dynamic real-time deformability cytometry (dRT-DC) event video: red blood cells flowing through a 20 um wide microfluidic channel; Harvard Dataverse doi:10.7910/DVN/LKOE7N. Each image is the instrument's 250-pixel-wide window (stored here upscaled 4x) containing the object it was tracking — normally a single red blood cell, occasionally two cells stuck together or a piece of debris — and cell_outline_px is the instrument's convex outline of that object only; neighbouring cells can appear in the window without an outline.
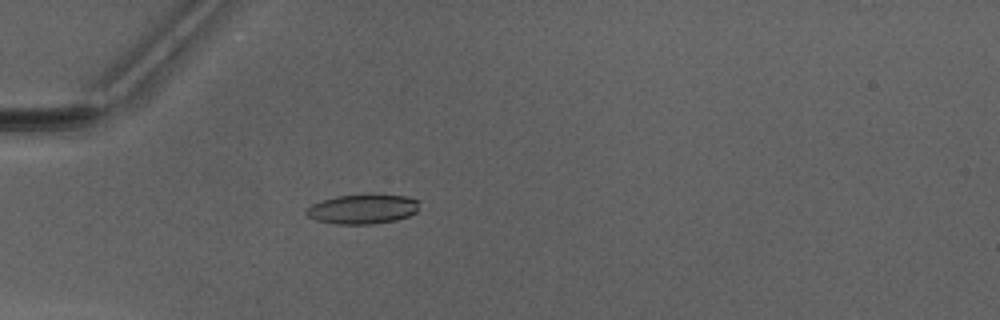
{"species": "Egyptian fruit bat (a non-hibernating species)", "species_latin": "Rousettus aegyptiacus", "temperature_condition": "warm", "stored_images_in_passage": 50, "camera_frame_rate_fps": 3000, "um_per_image_px": 0.085, "animal": {"sex": "male"}, "frame": {"image": 1, "passage_image": 16, "time_ms": 5.0, "image_size_px": [1000, 320], "cell_outline_px": [[420, 200], [416, 212], [408, 216], [396, 220], [372, 224], [336, 224], [316, 220], [308, 216], [304, 212], [304, 208], [312, 204], [336, 196], [408, 196]], "centroid_in_image_um": [30.8, 17.79], "position_along_channel_um": 54.2, "area_um2": 19.13}}
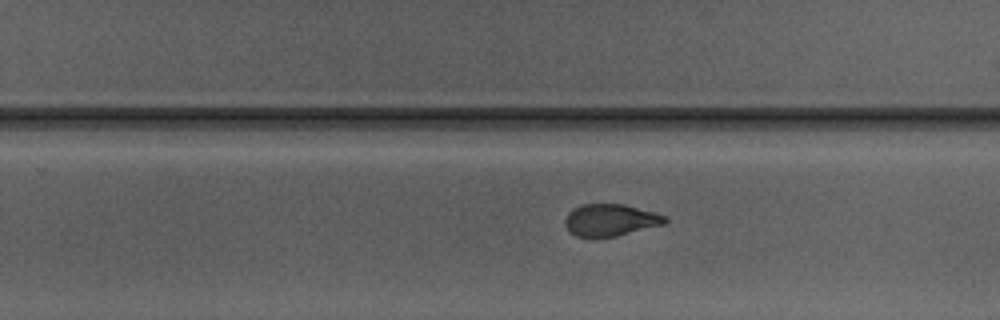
{"frame": {"image": 2, "passage_image": 33, "time_ms": 10.667, "image_size_px": [1000, 320], "cell_outline_px": [[668, 220], [664, 224], [616, 236], [592, 240], [576, 236], [564, 224], [564, 220], [568, 212], [584, 204], [624, 204], [656, 212], [668, 216]], "centroid_in_image_um": [51.89, 18.73], "position_along_channel_um": 277.9, "area_um2": 19.02}}
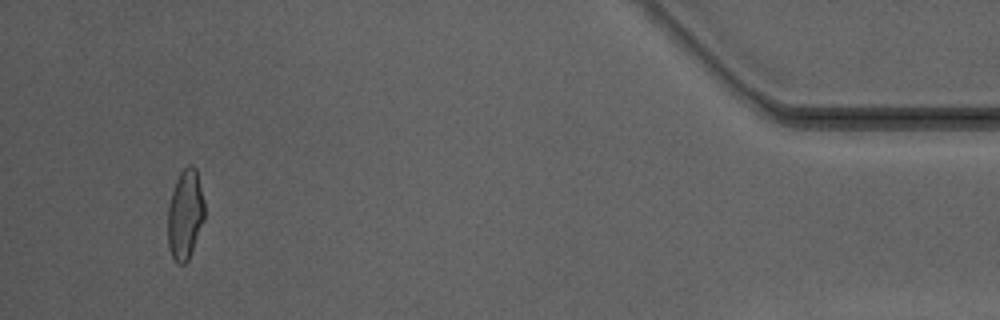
{"frame": {"image": 3, "passage_image": 48, "time_ms": 15.667, "image_size_px": [1000, 320], "cell_outline_px": [[204, 220], [188, 260], [184, 264], [176, 264], [168, 248], [168, 204], [176, 180], [180, 172], [188, 164], [192, 164], [196, 168], [204, 200]], "centroid_in_image_um": [15.73, 18.23], "position_along_channel_um": 419.5, "area_um2": 19.31}, "authors_computed_cell_mechanics": {"area_um2": 19.3919, "velocity_mm_per_s": 4.1854, "shape_relaxation_time_tau1_ms": 10.9667, "shape_relaxation_time_tau2_ms": 1.4213, "deformation_change_tau1": 0.2889, "deformation_change_tau2": 0.0841}}